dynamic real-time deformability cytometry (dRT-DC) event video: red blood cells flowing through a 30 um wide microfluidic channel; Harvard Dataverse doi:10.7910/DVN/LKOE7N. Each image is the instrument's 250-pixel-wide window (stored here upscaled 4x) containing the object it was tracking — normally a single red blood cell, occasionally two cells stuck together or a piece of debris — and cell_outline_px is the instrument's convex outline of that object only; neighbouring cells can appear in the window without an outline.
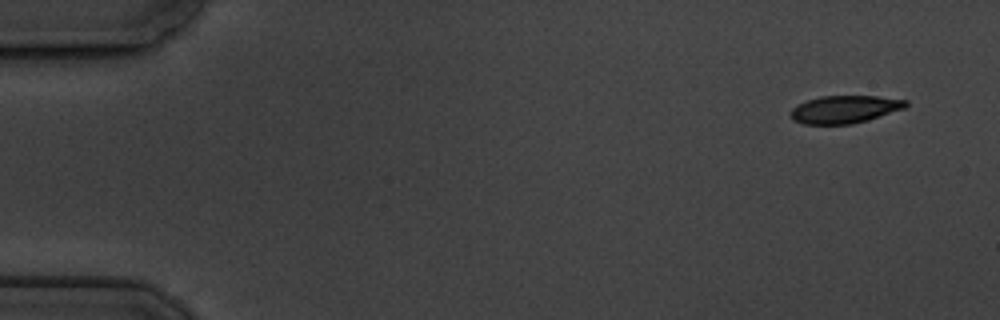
{"species": "common noctule bat (a hibernating species)", "species_latin": "Nyctalus noctula", "temperature_condition": "cold", "stored_images_in_passage": 11, "camera_frame_rate_fps": 3000, "um_per_image_px": 0.085, "animal": {"sex": "male", "body_mass_g": 19.5, "forearm_length_mm": 54.6}, "frame": {"image": 1, "passage_image": 1, "time_ms": 0.0, "image_size_px": [1000, 320], "cell_outline_px": [[908, 104], [904, 108], [868, 120], [852, 124], [804, 124], [792, 120], [788, 116], [788, 112], [796, 104], [820, 96], [876, 96], [908, 100]], "centroid_in_image_um": [71.74, 9.29], "position_along_channel_um": 13.3, "area_um2": 18.73}}
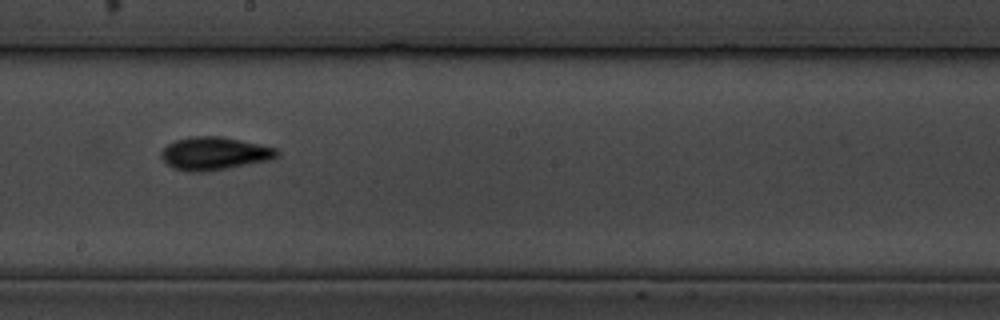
{"frame": {"image": 2, "passage_image": 9, "time_ms": 9.667, "image_size_px": [1000, 320], "cell_outline_px": [[280, 156], [272, 160], [228, 168], [204, 172], [188, 172], [172, 168], [160, 156], [160, 152], [168, 144], [176, 140], [188, 136], [220, 136], [260, 144], [276, 148], [280, 152]], "centroid_in_image_um": [18.24, 13.05], "position_along_channel_um": 230.0, "area_um2": 22.48}}
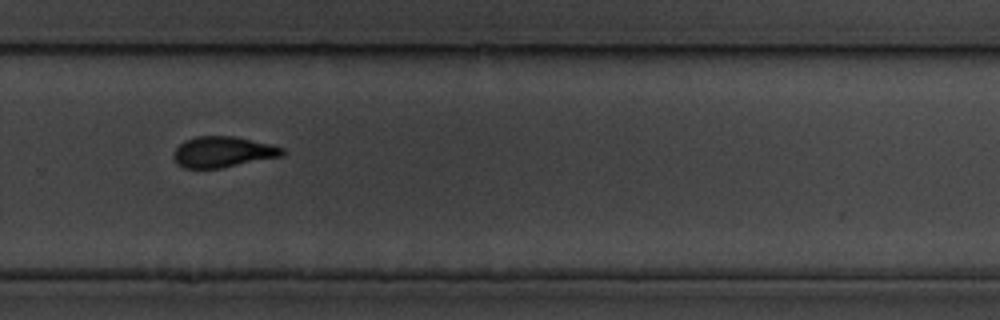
{"frame": {"image": 3, "passage_image": 11, "time_ms": 12.0, "image_size_px": [1000, 320], "cell_outline_px": [[288, 152], [280, 156], [220, 168], [184, 168], [176, 164], [172, 156], [176, 148], [184, 140], [196, 136], [232, 136], [272, 144], [284, 148]], "centroid_in_image_um": [18.92, 12.91], "position_along_channel_um": 310.9, "area_um2": 19.54}}